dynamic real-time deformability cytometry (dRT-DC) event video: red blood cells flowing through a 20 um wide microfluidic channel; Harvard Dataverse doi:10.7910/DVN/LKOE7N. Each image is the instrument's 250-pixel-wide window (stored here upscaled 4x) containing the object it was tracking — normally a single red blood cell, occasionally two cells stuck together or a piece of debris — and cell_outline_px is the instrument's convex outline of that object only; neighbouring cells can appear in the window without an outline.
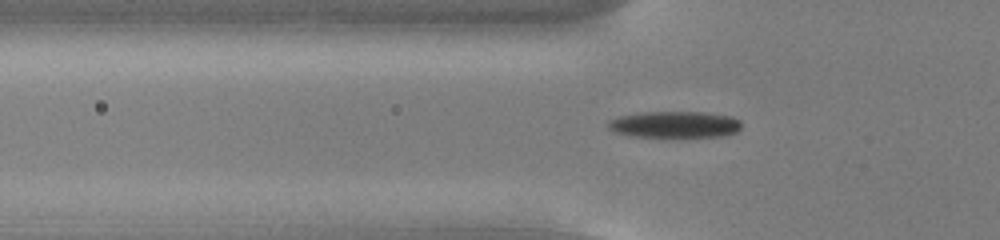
{"species": "common noctule bat (a hibernating species)", "species_latin": "Nyctalus noctula", "temperature_condition": "cold", "stored_images_in_passage": 54, "camera_frame_rate_fps": 3000, "um_per_image_px": 0.085, "animal": {"sex": "male", "body_mass_g": 13.0, "forearm_length_mm": 53.1}, "frame": {"image": 1, "passage_image": 19, "time_ms": 6.0, "image_size_px": [1000, 240], "cell_outline_px": [[740, 128], [736, 132], [724, 136], [628, 136], [612, 132], [608, 128], [608, 120], [620, 116], [644, 112], [704, 112], [732, 116], [740, 120]], "centroid_in_image_um": [57.33, 10.57], "position_along_channel_um": 68.5, "area_um2": 20.52}}
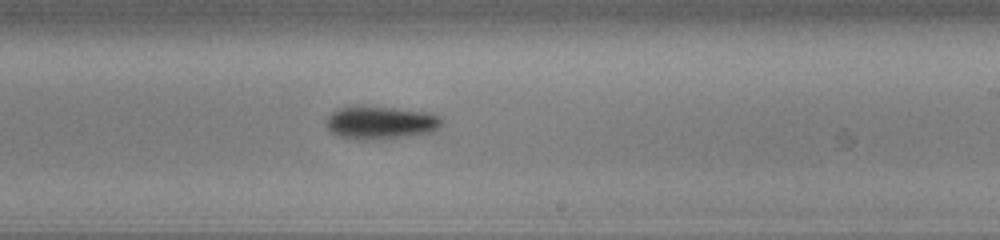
{"frame": {"image": 2, "passage_image": 34, "time_ms": 11.0, "image_size_px": [1000, 240], "cell_outline_px": [[440, 124], [432, 132], [384, 140], [356, 140], [340, 136], [332, 132], [328, 128], [328, 116], [336, 108], [396, 108], [428, 112], [440, 116]], "centroid_in_image_um": [32.37, 10.46], "position_along_channel_um": 256.6, "area_um2": 21.73}}
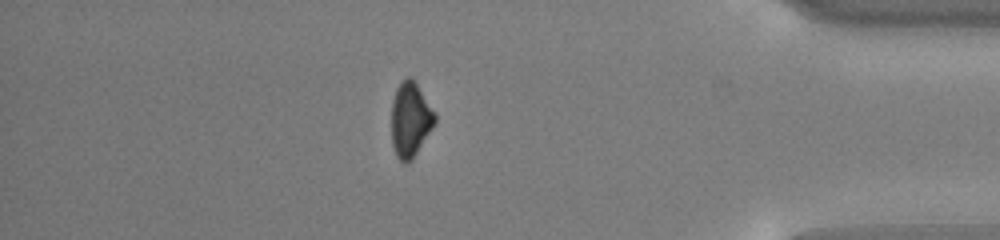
{"frame": {"image": 3, "passage_image": 48, "time_ms": 15.667, "image_size_px": [1000, 240], "cell_outline_px": [[436, 120], [432, 128], [412, 160], [408, 164], [404, 164], [396, 156], [392, 144], [392, 100], [396, 88], [400, 80], [408, 76], [416, 84], [436, 116]], "centroid_in_image_um": [34.85, 10.2], "position_along_channel_um": 400.4, "area_um2": 18.67}}